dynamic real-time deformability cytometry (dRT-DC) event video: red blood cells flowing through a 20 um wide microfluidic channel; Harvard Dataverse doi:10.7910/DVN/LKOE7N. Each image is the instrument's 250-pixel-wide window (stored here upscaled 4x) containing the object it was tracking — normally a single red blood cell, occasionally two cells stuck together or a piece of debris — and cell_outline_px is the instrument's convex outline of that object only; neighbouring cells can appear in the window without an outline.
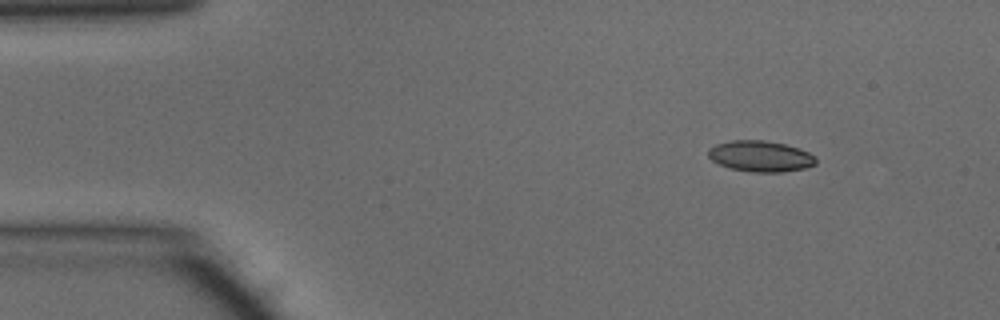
{"species": "common noctule bat (a hibernating species)", "species_latin": "Nyctalus noctula", "temperature_condition": "warm", "stored_images_in_passage": 43, "camera_frame_rate_fps": 3000, "um_per_image_px": 0.085, "animal": {"sex": "male", "body_mass_g": 15.6}, "frame": {"image": 1, "passage_image": 1, "time_ms": 0.0, "image_size_px": [1000, 320], "cell_outline_px": [[816, 164], [804, 168], [784, 172], [752, 172], [728, 168], [712, 160], [708, 156], [708, 148], [716, 144], [732, 140], [764, 140], [784, 144], [800, 148], [816, 156]], "centroid_in_image_um": [64.64, 13.28], "position_along_channel_um": 20.4, "area_um2": 19.54}}
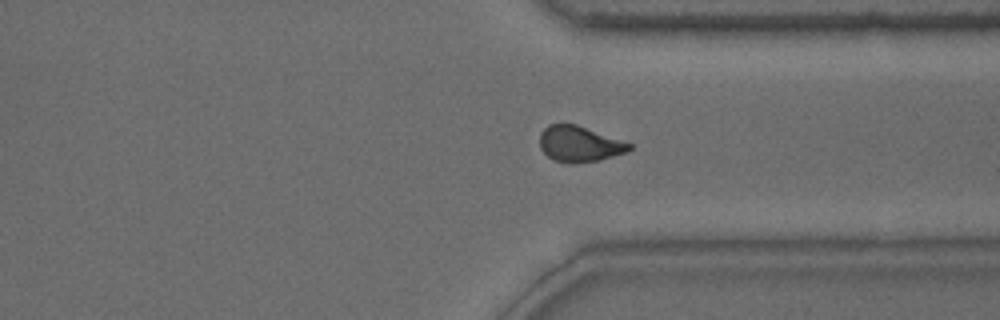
{"frame": {"image": 2, "passage_image": 31, "time_ms": 10.0, "image_size_px": [1000, 320], "cell_outline_px": [[632, 148], [628, 152], [600, 160], [572, 164], [568, 164], [552, 160], [540, 148], [540, 132], [548, 124], [576, 124], [632, 144]], "centroid_in_image_um": [49.24, 12.25], "position_along_channel_um": 362.2, "area_um2": 18.79}}
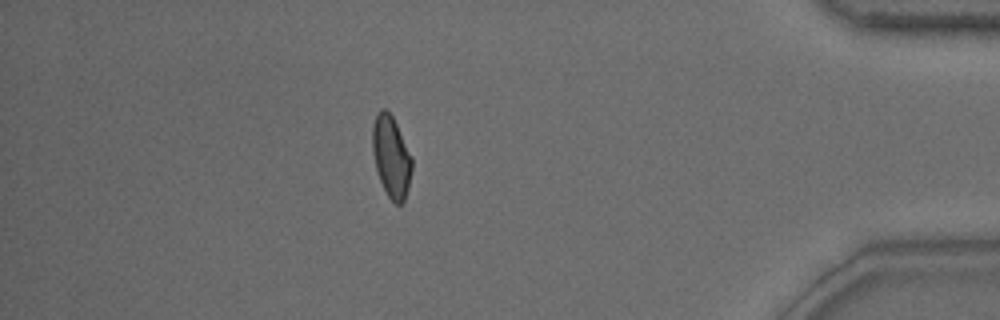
{"frame": {"image": 3, "passage_image": 37, "time_ms": 12.0, "image_size_px": [1000, 320], "cell_outline_px": [[412, 168], [408, 188], [404, 200], [400, 204], [396, 204], [388, 196], [380, 180], [376, 168], [372, 152], [372, 124], [376, 112], [380, 108], [384, 108], [392, 116], [412, 156]], "centroid_in_image_um": [33.24, 13.28], "position_along_channel_um": 402.0, "area_um2": 18.73}, "authors_computed_cell_mechanics": {"area_um2": 19.1318, "velocity_mm_per_s": 4.1863, "shape_relaxation_time_tau1_ms": 4.6355, "shape_relaxation_time_tau2_ms": 1.486, "deformation_change_tau1": 0.1382, "deformation_change_tau2": 0.0596}}